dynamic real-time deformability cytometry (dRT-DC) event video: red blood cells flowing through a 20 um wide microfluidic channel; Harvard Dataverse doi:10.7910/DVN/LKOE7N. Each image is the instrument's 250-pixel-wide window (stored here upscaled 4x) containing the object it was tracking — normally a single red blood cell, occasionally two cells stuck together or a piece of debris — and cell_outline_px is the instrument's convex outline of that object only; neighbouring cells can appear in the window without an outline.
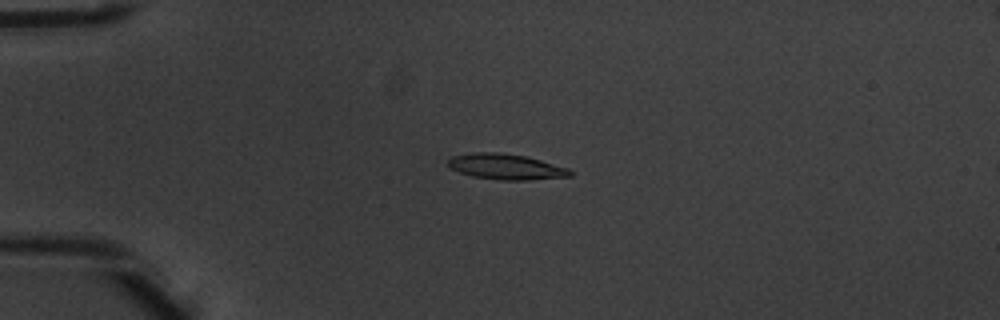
{"species": "common noctule bat (a hibernating species)", "species_latin": "Nyctalus noctula", "temperature_condition": "warm", "stored_images_in_passage": 7, "camera_frame_rate_fps": 3000, "um_per_image_px": 0.085, "animal": {"sex": "male", "body_mass_g": 20.1, "forearm_length_mm": 53.5}, "frame": {"image": 1, "passage_image": 3, "time_ms": 0.667, "image_size_px": [1000, 320], "cell_outline_px": [[576, 172], [572, 176], [528, 180], [500, 180], [472, 176], [460, 172], [452, 168], [448, 164], [448, 160], [452, 156], [472, 152], [500, 152], [524, 156], [540, 160], [568, 168]], "centroid_in_image_um": [43.04, 14.17], "position_along_channel_um": 42.0, "area_um2": 18.21}}